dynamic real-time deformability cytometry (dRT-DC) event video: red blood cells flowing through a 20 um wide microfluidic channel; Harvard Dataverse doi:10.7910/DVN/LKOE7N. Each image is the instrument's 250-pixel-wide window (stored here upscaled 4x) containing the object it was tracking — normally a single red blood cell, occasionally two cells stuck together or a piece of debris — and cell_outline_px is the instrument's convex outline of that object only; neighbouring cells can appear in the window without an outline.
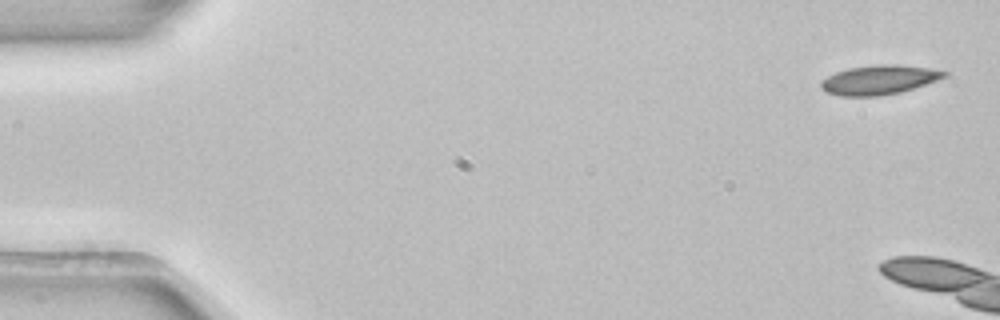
{"species": "common noctule bat (a hibernating species)", "species_latin": "Nyctalus noctula", "temperature_condition": "room temperature", "stored_images_in_passage": 3, "camera_frame_rate_fps": 3000, "um_per_image_px": 0.085, "animal": {"sex": "female", "body_mass_g": 22.7, "forearm_length_mm": 54.2}, "frame": {"image": 1, "passage_image": 1, "time_ms": 0.0, "image_size_px": [1000, 320], "cell_outline_px": [[948, 76], [900, 92], [880, 96], [840, 96], [824, 92], [820, 88], [820, 80], [836, 72], [848, 68], [876, 64], [896, 64], [928, 68], [948, 72]], "centroid_in_image_um": [74.66, 6.79], "position_along_channel_um": 10.3, "area_um2": 21.1}}